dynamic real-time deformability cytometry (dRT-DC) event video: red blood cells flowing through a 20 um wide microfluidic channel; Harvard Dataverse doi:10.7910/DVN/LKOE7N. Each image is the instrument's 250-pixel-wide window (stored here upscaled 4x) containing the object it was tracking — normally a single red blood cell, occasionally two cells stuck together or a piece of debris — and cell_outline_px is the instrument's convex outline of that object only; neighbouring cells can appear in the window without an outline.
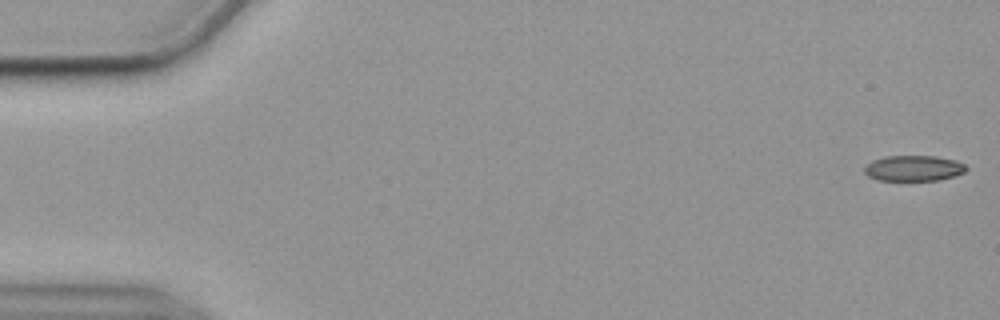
{"species": "common noctule bat (a hibernating species)", "species_latin": "Nyctalus noctula", "temperature_condition": "cold", "stored_images_in_passage": 56, "camera_frame_rate_fps": 3000, "um_per_image_px": 0.085, "animal": {"sex": "female", "body_mass_g": 19.9}, "frame": {"image": 1, "passage_image": 1, "time_ms": 0.0, "image_size_px": [1000, 320], "cell_outline_px": [[968, 168], [964, 172], [952, 176], [936, 180], [876, 180], [868, 176], [864, 172], [864, 164], [872, 160], [884, 156], [936, 156], [956, 160], [964, 164]], "centroid_in_image_um": [77.61, 14.29], "position_along_channel_um": 7.4, "area_um2": 15.26}}
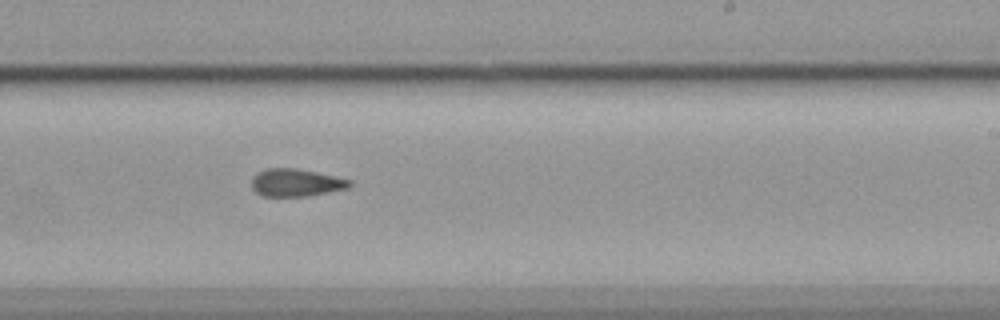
{"frame": {"image": 2, "passage_image": 34, "time_ms": 11.0, "image_size_px": [1000, 320], "cell_outline_px": [[352, 184], [348, 188], [308, 196], [264, 196], [256, 192], [252, 188], [252, 176], [256, 172], [264, 168], [296, 168], [316, 172], [352, 180]], "centroid_in_image_um": [25.13, 15.51], "position_along_channel_um": 263.9, "area_um2": 15.84}}
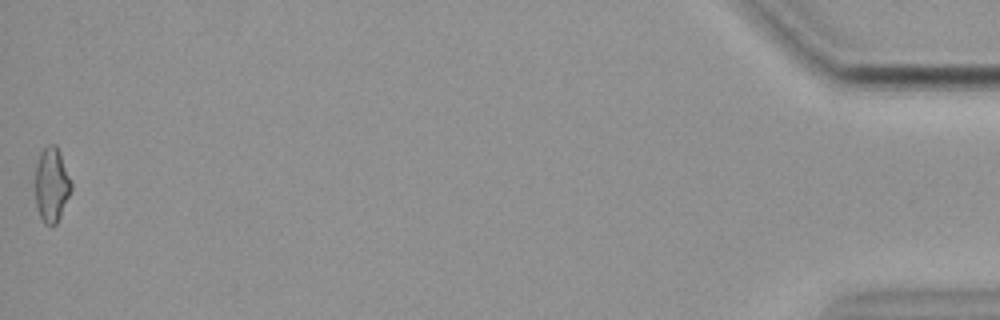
{"frame": {"image": 3, "passage_image": 56, "time_ms": 18.333, "image_size_px": [1000, 320], "cell_outline_px": [[72, 188], [60, 216], [56, 224], [44, 224], [40, 216], [36, 204], [36, 164], [40, 152], [48, 144], [56, 144], [72, 184]], "centroid_in_image_um": [4.38, 15.69], "position_along_channel_um": 430.8, "area_um2": 15.32}, "authors_computed_cell_mechanics": {"area_um2": 16.184, "velocity_mm_per_s": 3.5848, "shape_relaxation_time_tau1_ms": null, "shape_relaxation_time_tau2_ms": 7.6937, "deformation_change_tau1": null, "deformation_change_tau2": 0.1629}}